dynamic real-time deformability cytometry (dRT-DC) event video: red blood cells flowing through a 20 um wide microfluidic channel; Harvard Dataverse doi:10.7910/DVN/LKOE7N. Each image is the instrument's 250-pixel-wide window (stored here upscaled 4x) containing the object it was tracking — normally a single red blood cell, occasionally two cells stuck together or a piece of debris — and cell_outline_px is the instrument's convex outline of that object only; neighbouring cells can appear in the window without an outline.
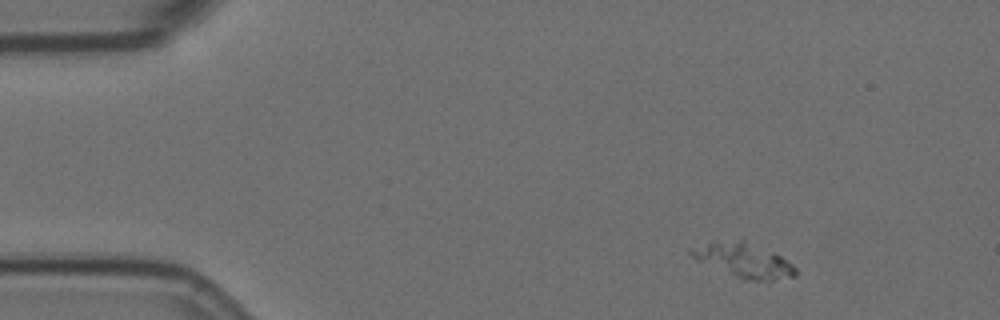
{"species": "Egyptian fruit bat (a non-hibernating species)", "species_latin": "Rousettus aegyptiacus", "temperature_condition": "room temperature", "stored_images_in_passage": 48, "camera_frame_rate_fps": 3000, "um_per_image_px": 0.085, "animal": {"sex": "female"}, "frame": {"image": 1, "passage_image": 1, "time_ms": 0.0, "image_size_px": [1000, 320], "cell_outline_px": [[796, 276], [772, 280], [752, 280], [740, 276], [696, 260], [688, 252], [688, 248], [712, 240], [744, 236], [776, 252], [792, 264], [796, 268]], "centroid_in_image_um": [63.21, 21.99], "position_along_channel_um": 21.8, "area_um2": 21.5}}
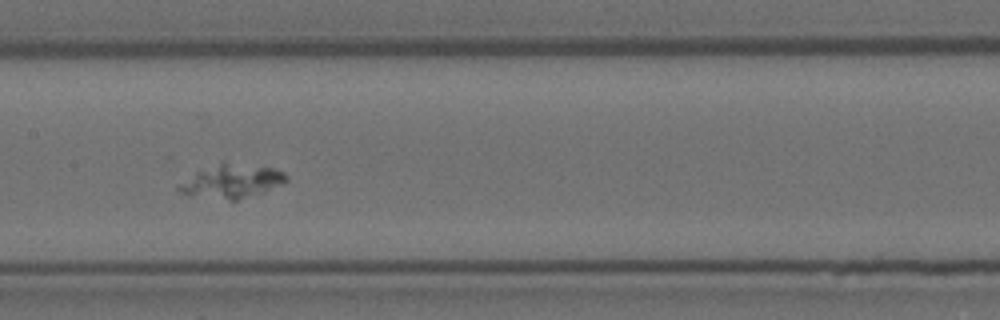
{"frame": {"image": 2, "passage_image": 22, "time_ms": 7.0, "image_size_px": [1000, 320], "cell_outline_px": [[288, 180], [264, 192], [236, 200], [232, 200], [192, 196], [180, 192], [176, 188], [180, 184], [200, 172], [224, 160], [272, 168], [284, 172], [288, 176]], "centroid_in_image_um": [19.75, 15.4], "position_along_channel_um": 187.6, "area_um2": 20.69}}
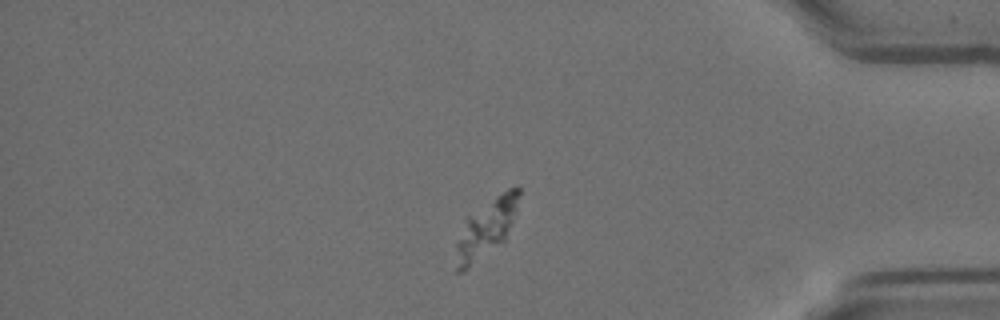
{"frame": {"image": 3, "passage_image": 42, "time_ms": 13.667, "image_size_px": [1000, 320], "cell_outline_px": [[520, 192], [516, 208], [504, 244], [464, 272], [456, 272], [456, 244], [468, 216], [496, 196], [508, 188], [516, 184], [520, 188]], "centroid_in_image_um": [41.34, 19.47], "position_along_channel_um": 393.9, "area_um2": 21.27}}